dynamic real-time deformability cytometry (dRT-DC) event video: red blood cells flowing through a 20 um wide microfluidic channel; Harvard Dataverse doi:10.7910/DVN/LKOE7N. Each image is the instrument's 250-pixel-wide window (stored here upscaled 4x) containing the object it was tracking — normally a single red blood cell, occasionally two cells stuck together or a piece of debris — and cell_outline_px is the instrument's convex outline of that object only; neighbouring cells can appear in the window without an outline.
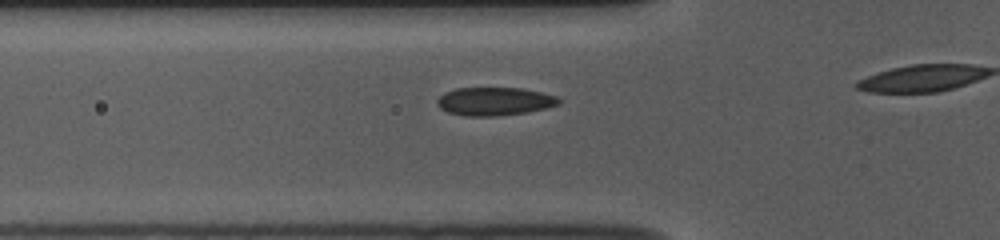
{"species": "common noctule bat (a hibernating species)", "species_latin": "Nyctalus noctula", "temperature_condition": "room temperature", "stored_images_in_passage": 18, "camera_frame_rate_fps": 3000, "um_per_image_px": 0.085, "animal": {"sex": "female", "body_mass_g": 10.0, "forearm_length_mm": 53.1}, "frame": {"image": 1, "passage_image": 13, "time_ms": 4.0, "image_size_px": [1000, 240], "cell_outline_px": [[560, 104], [548, 108], [528, 112], [496, 116], [464, 116], [448, 112], [440, 108], [436, 104], [436, 100], [444, 92], [456, 88], [524, 88], [556, 96], [560, 100]], "centroid_in_image_um": [42.03, 8.62], "position_along_channel_um": 83.8, "area_um2": 20.17}}
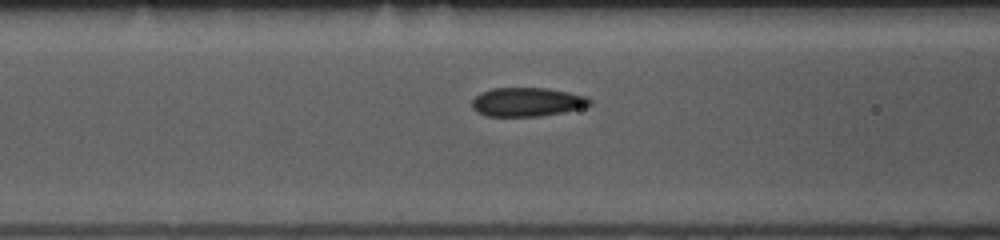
{"frame": {"image": 2, "passage_image": 16, "time_ms": 5.0, "image_size_px": [1000, 240], "cell_outline_px": [[592, 104], [580, 108], [540, 116], [488, 116], [476, 112], [472, 108], [472, 100], [480, 92], [492, 88], [548, 88], [568, 92], [584, 96], [592, 100]], "centroid_in_image_um": [44.76, 8.66], "position_along_channel_um": 121.8, "area_um2": 19.71}}